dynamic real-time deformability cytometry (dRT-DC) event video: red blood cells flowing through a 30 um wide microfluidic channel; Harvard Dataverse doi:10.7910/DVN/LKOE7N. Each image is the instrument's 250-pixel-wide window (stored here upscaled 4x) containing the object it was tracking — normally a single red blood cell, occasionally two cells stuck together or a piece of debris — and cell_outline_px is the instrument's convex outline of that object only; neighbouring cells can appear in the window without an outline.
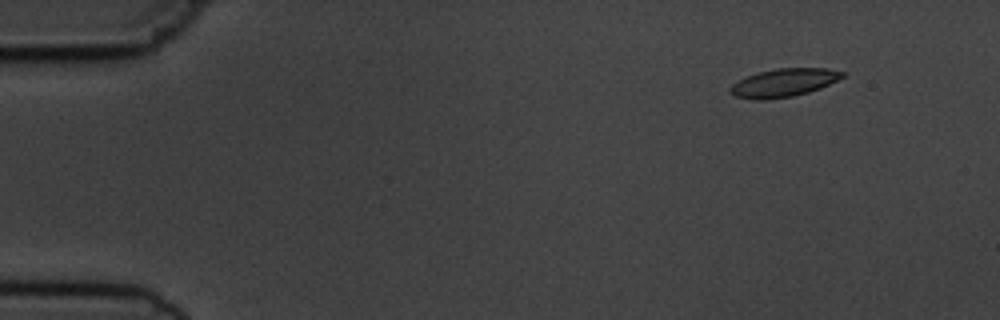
{"species": "common noctule bat (a hibernating species)", "species_latin": "Nyctalus noctula", "temperature_condition": "cold", "stored_images_in_passage": 6, "segment_of_instrument_passage": [2, 2], "camera_frame_rate_fps": 3000, "um_per_image_px": 0.085, "animal": {"sex": "male", "body_mass_g": 19.5, "forearm_length_mm": 54.6}, "frame": {"image": 1, "passage_image": 6, "time_ms": 6.667, "image_size_px": [1000, 320], "cell_outline_px": [[848, 72], [844, 76], [820, 88], [808, 92], [792, 96], [764, 100], [752, 100], [736, 96], [728, 92], [728, 88], [732, 84], [756, 72], [776, 68], [828, 68]], "centroid_in_image_um": [66.6, 7.02], "position_along_channel_um": 18.4, "area_um2": 18.5}}